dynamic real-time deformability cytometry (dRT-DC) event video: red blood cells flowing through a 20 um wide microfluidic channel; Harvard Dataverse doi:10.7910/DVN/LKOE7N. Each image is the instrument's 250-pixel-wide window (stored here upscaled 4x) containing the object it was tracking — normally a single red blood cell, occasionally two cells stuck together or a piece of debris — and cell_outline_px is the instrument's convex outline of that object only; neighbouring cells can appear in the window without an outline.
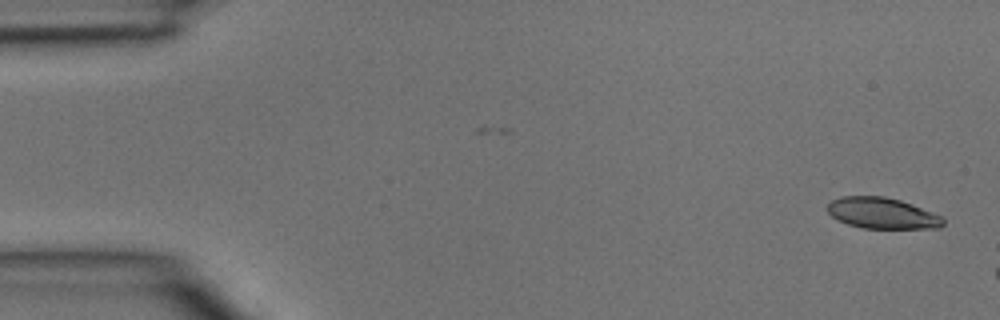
{"species": "common noctule bat (a hibernating species)", "species_latin": "Nyctalus noctula", "temperature_condition": "room temperature", "stored_images_in_passage": 2, "camera_frame_rate_fps": 3000, "um_per_image_px": 0.085, "animal": {"sex": "male", "body_mass_g": 15.6}, "frame": {"image": 1, "passage_image": 2, "time_ms": 0.333, "image_size_px": [1000, 320], "cell_outline_px": [[944, 224], [940, 228], [864, 228], [848, 224], [836, 220], [828, 212], [828, 204], [832, 200], [840, 196], [884, 196], [900, 200], [912, 204], [944, 216]], "centroid_in_image_um": [75.01, 18.12], "position_along_channel_um": 10.0, "area_um2": 21.04}}